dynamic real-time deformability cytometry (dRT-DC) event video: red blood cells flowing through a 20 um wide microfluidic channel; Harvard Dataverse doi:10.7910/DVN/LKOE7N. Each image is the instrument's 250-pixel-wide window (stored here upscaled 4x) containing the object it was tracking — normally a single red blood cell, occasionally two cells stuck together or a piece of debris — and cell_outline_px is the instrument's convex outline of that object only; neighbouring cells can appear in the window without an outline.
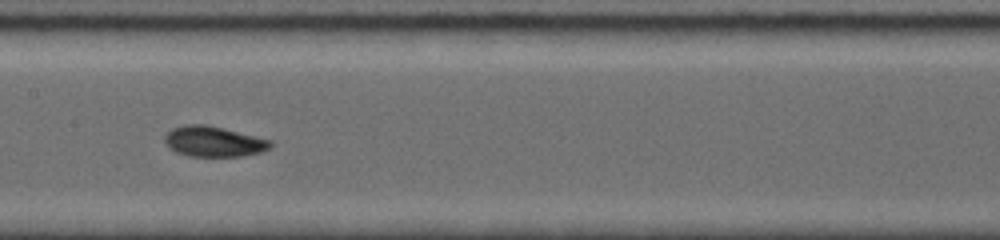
{"species": "common noctule bat (a hibernating species)", "species_latin": "Nyctalus noctula", "temperature_condition": "room temperature", "stored_images_in_passage": 21, "camera_frame_rate_fps": 5000, "um_per_image_px": 0.085, "animal": {"sex": "female", "body_mass_g": 19.0, "forearm_length_mm": 56.7}, "frame": {"image": 1, "passage_image": 15, "time_ms": 7.4, "image_size_px": [1000, 240], "cell_outline_px": [[272, 144], [268, 148], [260, 152], [240, 156], [188, 156], [176, 152], [168, 148], [164, 140], [164, 136], [172, 128], [184, 124], [204, 124], [224, 128], [272, 140]], "centroid_in_image_um": [18.12, 12.02], "position_along_channel_um": 189.3, "area_um2": 18.79}}
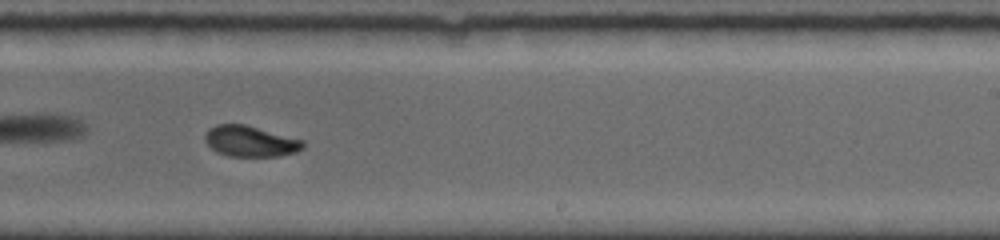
{"frame": {"image": 2, "passage_image": 18, "time_ms": 9.4, "image_size_px": [1000, 240], "cell_outline_px": [[304, 148], [296, 152], [280, 156], [228, 156], [216, 152], [204, 140], [204, 136], [208, 128], [216, 124], [244, 124], [304, 140]], "centroid_in_image_um": [21.27, 12.01], "position_along_channel_um": 267.7, "area_um2": 17.69}}